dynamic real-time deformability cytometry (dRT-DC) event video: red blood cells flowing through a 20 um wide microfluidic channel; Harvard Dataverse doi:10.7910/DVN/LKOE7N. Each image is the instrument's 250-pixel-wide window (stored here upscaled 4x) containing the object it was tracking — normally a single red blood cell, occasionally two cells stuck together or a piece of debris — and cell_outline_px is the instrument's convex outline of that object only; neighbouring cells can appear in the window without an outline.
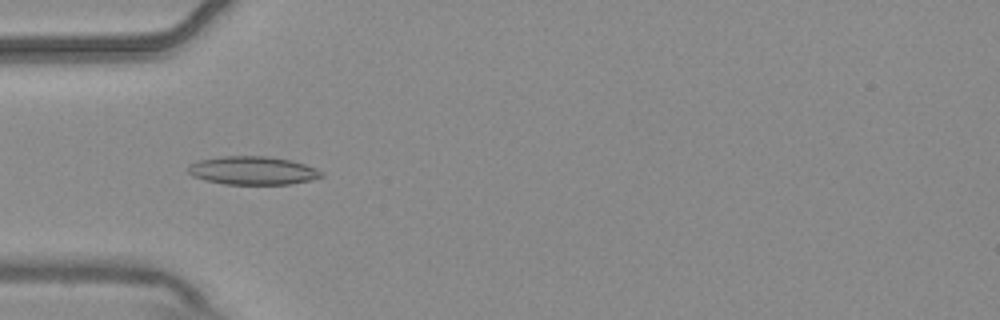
{"species": "common noctule bat (a hibernating species)", "species_latin": "Nyctalus noctula", "temperature_condition": "warm", "stored_images_in_passage": 5, "camera_frame_rate_fps": 3000, "um_per_image_px": 0.085, "animal": {"sex": "male", "body_mass_g": 20.4}, "frame": {"image": 1, "passage_image": 4, "time_ms": 1.0, "image_size_px": [1000, 320], "cell_outline_px": [[324, 176], [312, 180], [292, 184], [224, 184], [204, 180], [192, 176], [188, 172], [188, 164], [200, 160], [224, 156], [264, 156], [292, 160], [316, 168], [324, 172]], "centroid_in_image_um": [21.5, 14.5], "position_along_channel_um": 63.5, "area_um2": 22.14}}